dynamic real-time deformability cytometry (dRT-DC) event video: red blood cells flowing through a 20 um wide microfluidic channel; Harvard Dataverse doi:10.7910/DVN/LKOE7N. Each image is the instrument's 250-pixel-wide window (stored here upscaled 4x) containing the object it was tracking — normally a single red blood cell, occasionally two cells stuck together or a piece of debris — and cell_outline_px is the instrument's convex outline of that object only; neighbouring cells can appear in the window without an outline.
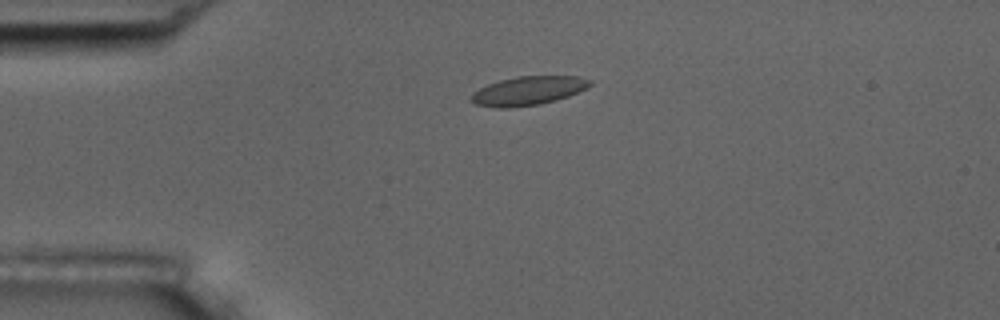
{"species": "common noctule bat (a hibernating species)", "species_latin": "Nyctalus noctula", "temperature_condition": "room temperature", "stored_images_in_passage": 44, "camera_frame_rate_fps": 3000, "um_per_image_px": 0.085, "animal": {"sex": "male", "body_mass_g": 17.5, "forearm_length_mm": 52.3}, "frame": {"image": 1, "passage_image": 1, "time_ms": 0.0, "image_size_px": [1000, 320], "cell_outline_px": [[592, 84], [568, 96], [556, 100], [540, 104], [508, 108], [496, 108], [476, 104], [472, 100], [472, 92], [488, 84], [500, 80], [516, 76], [580, 76], [592, 80]], "centroid_in_image_um": [44.89, 7.71], "position_along_channel_um": 40.1, "area_um2": 19.83}}
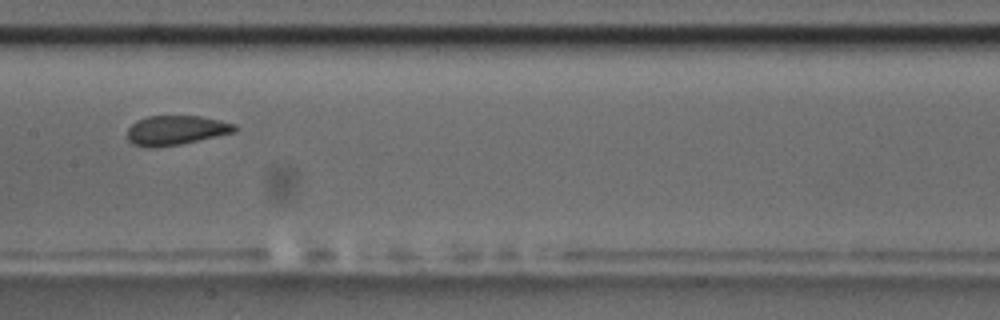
{"frame": {"image": 2, "passage_image": 16, "time_ms": 5.0, "image_size_px": [1000, 320], "cell_outline_px": [[236, 132], [180, 144], [152, 148], [144, 148], [132, 144], [128, 140], [128, 128], [136, 120], [148, 116], [200, 116], [220, 120], [236, 124]], "centroid_in_image_um": [14.93, 11.07], "position_along_channel_um": 192.5, "area_um2": 18.55}}
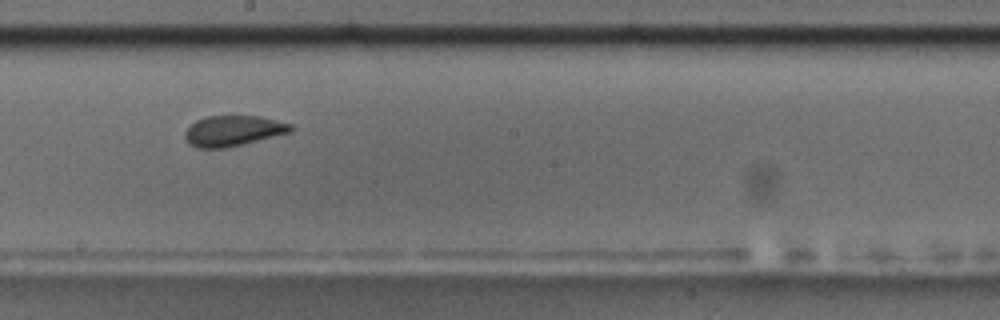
{"frame": {"image": 3, "passage_image": 19, "time_ms": 6.0, "image_size_px": [1000, 320], "cell_outline_px": [[292, 132], [244, 144], [224, 148], [196, 148], [188, 144], [184, 136], [184, 132], [196, 120], [204, 116], [260, 116], [292, 124]], "centroid_in_image_um": [19.8, 11.12], "position_along_channel_um": 228.4, "area_um2": 18.96}, "authors_computed_cell_mechanics": {"area_um2": 19.4786, "velocity_mm_per_s": 3.6134, "shape_relaxation_time_tau1_ms": 6.2221, "shape_relaxation_time_tau2_ms": 1.021, "deformation_change_tau1": 0.1237, "deformation_change_tau2": 0.0574}}